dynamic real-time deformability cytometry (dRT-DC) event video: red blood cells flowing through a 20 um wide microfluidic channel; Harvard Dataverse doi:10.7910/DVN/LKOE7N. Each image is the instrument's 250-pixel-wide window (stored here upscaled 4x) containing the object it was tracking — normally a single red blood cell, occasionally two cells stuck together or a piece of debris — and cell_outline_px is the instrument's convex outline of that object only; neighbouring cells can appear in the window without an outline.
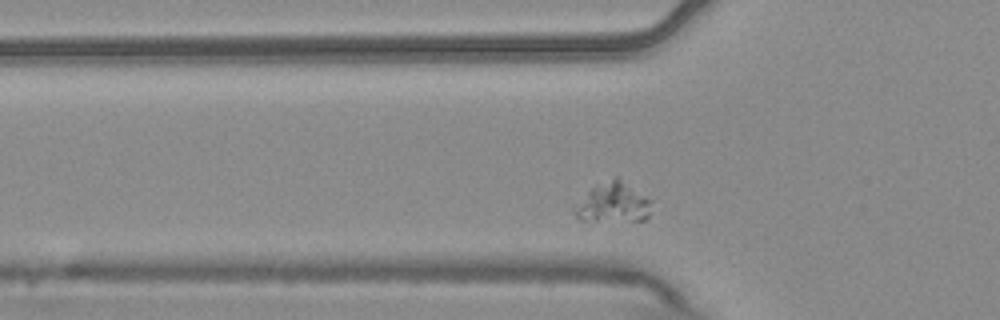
{"species": "common noctule bat (a hibernating species)", "species_latin": "Nyctalus noctula", "temperature_condition": "warm", "stored_images_in_passage": 7, "camera_frame_rate_fps": 3000, "um_per_image_px": 0.085, "animal": {"sex": "male", "body_mass_g": 20.4}, "frame": {"image": 1, "passage_image": 6, "time_ms": 1.667, "image_size_px": [1000, 320], "cell_outline_px": [[652, 200], [648, 216], [644, 220], [580, 228], [572, 212], [588, 192], [592, 188], [616, 176], [620, 176]], "centroid_in_image_um": [52.04, 17.39], "position_along_channel_um": 73.8, "area_um2": 19.65}}
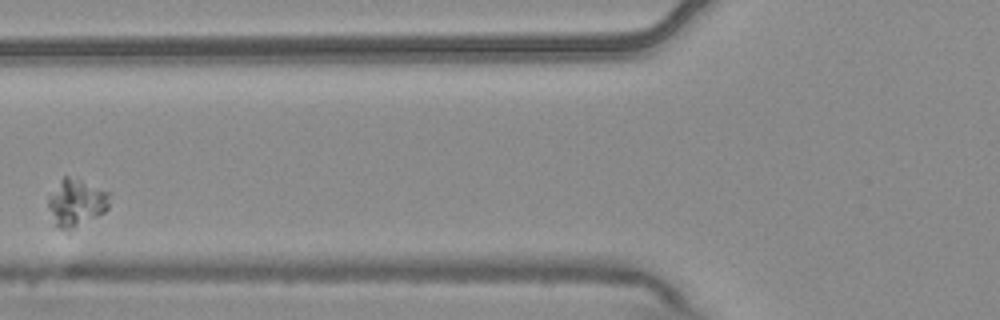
{"frame": {"image": 2, "passage_image": 7, "time_ms": 2.0, "image_size_px": [1000, 320], "cell_outline_px": [[112, 192], [108, 208], [104, 212], [96, 216], [76, 224], [64, 228], [60, 228], [56, 224], [48, 204], [48, 196], [60, 180], [64, 176], [68, 176]], "centroid_in_image_um": [6.53, 17.14], "position_along_channel_um": 119.3, "area_um2": 16.07}}